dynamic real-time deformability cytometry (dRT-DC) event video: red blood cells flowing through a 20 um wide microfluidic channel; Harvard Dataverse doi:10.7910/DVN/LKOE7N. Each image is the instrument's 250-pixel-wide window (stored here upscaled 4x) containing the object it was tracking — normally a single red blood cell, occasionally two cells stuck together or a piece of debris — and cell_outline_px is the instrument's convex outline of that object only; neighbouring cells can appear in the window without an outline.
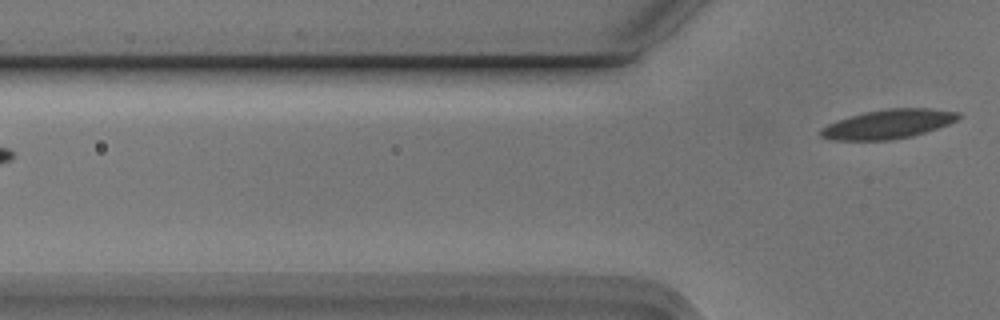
{"species": "Egyptian fruit bat (a non-hibernating species)", "species_latin": "Rousettus aegyptiacus", "temperature_condition": "cold", "stored_images_in_passage": 5, "camera_frame_rate_fps": 3000, "um_per_image_px": 0.085, "animal": {"sex": "male"}, "frame": {"image": 1, "passage_image": 5, "time_ms": 1.333, "image_size_px": [1000, 320], "cell_outline_px": [[964, 116], [948, 124], [912, 136], [892, 140], [832, 140], [820, 136], [820, 128], [836, 120], [864, 112], [888, 108], [928, 108], [960, 112]], "centroid_in_image_um": [75.49, 10.54], "position_along_channel_um": 50.3, "area_um2": 23.47}}